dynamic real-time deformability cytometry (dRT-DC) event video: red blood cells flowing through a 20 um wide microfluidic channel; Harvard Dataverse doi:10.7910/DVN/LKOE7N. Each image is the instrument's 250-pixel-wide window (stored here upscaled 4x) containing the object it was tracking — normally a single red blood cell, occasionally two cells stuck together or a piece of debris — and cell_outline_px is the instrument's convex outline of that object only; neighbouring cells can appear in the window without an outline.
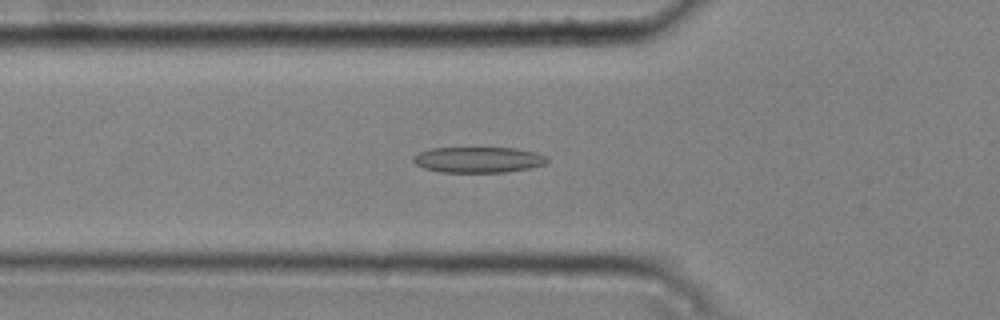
{"species": "common noctule bat (a hibernating species)", "species_latin": "Nyctalus noctula", "temperature_condition": "cold", "stored_images_in_passage": 50, "camera_frame_rate_fps": 3000, "um_per_image_px": 0.085, "animal": {"sex": "male", "body_mass_g": 20.4}, "frame": {"image": 1, "passage_image": 17, "time_ms": 5.333, "image_size_px": [1000, 320], "cell_outline_px": [[548, 160], [544, 164], [528, 168], [504, 172], [440, 172], [424, 168], [416, 164], [412, 160], [412, 156], [420, 152], [432, 148], [516, 148], [536, 152], [544, 156]], "centroid_in_image_um": [40.62, 13.57], "position_along_channel_um": 85.2, "area_um2": 19.94}}
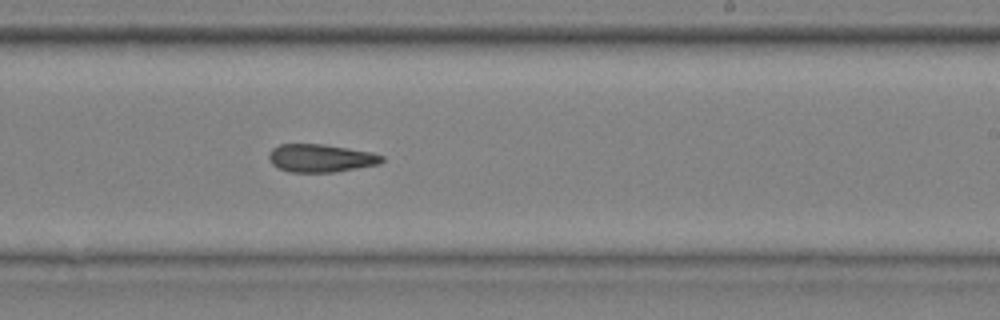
{"frame": {"image": 2, "passage_image": 31, "time_ms": 10.0, "image_size_px": [1000, 320], "cell_outline_px": [[384, 160], [380, 164], [336, 172], [288, 172], [276, 168], [272, 164], [268, 156], [268, 152], [272, 148], [280, 144], [324, 144], [372, 152], [384, 156]], "centroid_in_image_um": [27.25, 13.44], "position_along_channel_um": 261.8, "area_um2": 18.67}}
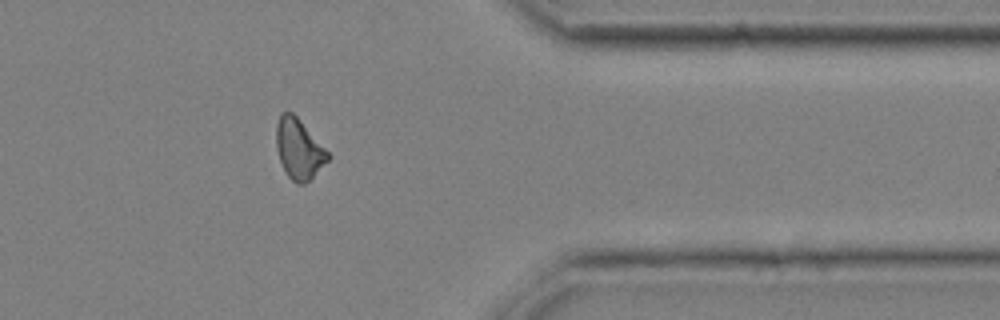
{"frame": {"image": 3, "passage_image": 42, "time_ms": 13.667, "image_size_px": [1000, 320], "cell_outline_px": [[332, 156], [304, 184], [296, 184], [288, 176], [280, 160], [276, 148], [276, 124], [280, 112], [292, 112], [296, 116]], "centroid_in_image_um": [25.38, 12.64], "position_along_channel_um": 386.0, "area_um2": 17.8}, "authors_computed_cell_mechanics": {"area_um2": 19.0162, "velocity_mm_per_s": 3.7784, "shape_relaxation_time_tau1_ms": 8.3224, "shape_relaxation_time_tau2_ms": 6.4407, "deformation_change_tau1": 0.1793, "deformation_change_tau2": 0.1778}}